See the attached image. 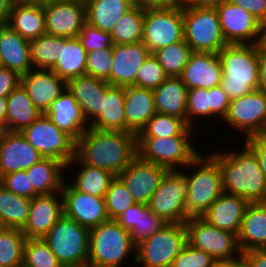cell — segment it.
I'll list each match as a JSON object with an SVG mask.
<instances>
[{"label": "cell", "mask_w": 266, "mask_h": 267, "mask_svg": "<svg viewBox=\"0 0 266 267\" xmlns=\"http://www.w3.org/2000/svg\"><path fill=\"white\" fill-rule=\"evenodd\" d=\"M75 155L86 165L118 176L137 156V135L89 127L76 141Z\"/></svg>", "instance_id": "obj_1"}, {"label": "cell", "mask_w": 266, "mask_h": 267, "mask_svg": "<svg viewBox=\"0 0 266 267\" xmlns=\"http://www.w3.org/2000/svg\"><path fill=\"white\" fill-rule=\"evenodd\" d=\"M240 149L209 154L220 166L223 192L249 202H266V180L256 155L244 142Z\"/></svg>", "instance_id": "obj_2"}, {"label": "cell", "mask_w": 266, "mask_h": 267, "mask_svg": "<svg viewBox=\"0 0 266 267\" xmlns=\"http://www.w3.org/2000/svg\"><path fill=\"white\" fill-rule=\"evenodd\" d=\"M217 54L223 70L220 86L230 100L258 89L260 53L256 44H228Z\"/></svg>", "instance_id": "obj_3"}, {"label": "cell", "mask_w": 266, "mask_h": 267, "mask_svg": "<svg viewBox=\"0 0 266 267\" xmlns=\"http://www.w3.org/2000/svg\"><path fill=\"white\" fill-rule=\"evenodd\" d=\"M136 246L130 232L116 220H107L90 229L87 267H122L133 255L136 258Z\"/></svg>", "instance_id": "obj_4"}, {"label": "cell", "mask_w": 266, "mask_h": 267, "mask_svg": "<svg viewBox=\"0 0 266 267\" xmlns=\"http://www.w3.org/2000/svg\"><path fill=\"white\" fill-rule=\"evenodd\" d=\"M190 167L192 170L188 172ZM181 171L185 174L189 187V194L184 201L185 211L191 217L201 216L223 193L220 166L205 152Z\"/></svg>", "instance_id": "obj_5"}, {"label": "cell", "mask_w": 266, "mask_h": 267, "mask_svg": "<svg viewBox=\"0 0 266 267\" xmlns=\"http://www.w3.org/2000/svg\"><path fill=\"white\" fill-rule=\"evenodd\" d=\"M89 231L63 214L42 239L63 267H87Z\"/></svg>", "instance_id": "obj_6"}, {"label": "cell", "mask_w": 266, "mask_h": 267, "mask_svg": "<svg viewBox=\"0 0 266 267\" xmlns=\"http://www.w3.org/2000/svg\"><path fill=\"white\" fill-rule=\"evenodd\" d=\"M193 139V136L137 137V155L168 170H181L200 154Z\"/></svg>", "instance_id": "obj_7"}, {"label": "cell", "mask_w": 266, "mask_h": 267, "mask_svg": "<svg viewBox=\"0 0 266 267\" xmlns=\"http://www.w3.org/2000/svg\"><path fill=\"white\" fill-rule=\"evenodd\" d=\"M184 40L192 52L218 53L228 45L215 7H182Z\"/></svg>", "instance_id": "obj_8"}, {"label": "cell", "mask_w": 266, "mask_h": 267, "mask_svg": "<svg viewBox=\"0 0 266 267\" xmlns=\"http://www.w3.org/2000/svg\"><path fill=\"white\" fill-rule=\"evenodd\" d=\"M185 227L187 244L210 254L218 263L241 259L242 252L236 234L209 224L201 216L190 217Z\"/></svg>", "instance_id": "obj_9"}, {"label": "cell", "mask_w": 266, "mask_h": 267, "mask_svg": "<svg viewBox=\"0 0 266 267\" xmlns=\"http://www.w3.org/2000/svg\"><path fill=\"white\" fill-rule=\"evenodd\" d=\"M186 243L185 223H167L136 246L135 264L143 267H171Z\"/></svg>", "instance_id": "obj_10"}, {"label": "cell", "mask_w": 266, "mask_h": 267, "mask_svg": "<svg viewBox=\"0 0 266 267\" xmlns=\"http://www.w3.org/2000/svg\"><path fill=\"white\" fill-rule=\"evenodd\" d=\"M188 194L189 187L185 174L181 170H168L148 206L166 223H185L191 217L184 206Z\"/></svg>", "instance_id": "obj_11"}, {"label": "cell", "mask_w": 266, "mask_h": 267, "mask_svg": "<svg viewBox=\"0 0 266 267\" xmlns=\"http://www.w3.org/2000/svg\"><path fill=\"white\" fill-rule=\"evenodd\" d=\"M21 133L44 158H53L67 165L75 157L76 142L45 114Z\"/></svg>", "instance_id": "obj_12"}, {"label": "cell", "mask_w": 266, "mask_h": 267, "mask_svg": "<svg viewBox=\"0 0 266 267\" xmlns=\"http://www.w3.org/2000/svg\"><path fill=\"white\" fill-rule=\"evenodd\" d=\"M222 123L240 132L245 139L262 135L266 126V93L257 89L231 99Z\"/></svg>", "instance_id": "obj_13"}, {"label": "cell", "mask_w": 266, "mask_h": 267, "mask_svg": "<svg viewBox=\"0 0 266 267\" xmlns=\"http://www.w3.org/2000/svg\"><path fill=\"white\" fill-rule=\"evenodd\" d=\"M183 40L182 8L145 10L142 42L150 53Z\"/></svg>", "instance_id": "obj_14"}, {"label": "cell", "mask_w": 266, "mask_h": 267, "mask_svg": "<svg viewBox=\"0 0 266 267\" xmlns=\"http://www.w3.org/2000/svg\"><path fill=\"white\" fill-rule=\"evenodd\" d=\"M68 181L65 179L61 190L65 216L89 230L109 220L104 197L82 193Z\"/></svg>", "instance_id": "obj_15"}, {"label": "cell", "mask_w": 266, "mask_h": 267, "mask_svg": "<svg viewBox=\"0 0 266 267\" xmlns=\"http://www.w3.org/2000/svg\"><path fill=\"white\" fill-rule=\"evenodd\" d=\"M43 8L48 35L75 38L86 23L84 0L52 1L44 3Z\"/></svg>", "instance_id": "obj_16"}, {"label": "cell", "mask_w": 266, "mask_h": 267, "mask_svg": "<svg viewBox=\"0 0 266 267\" xmlns=\"http://www.w3.org/2000/svg\"><path fill=\"white\" fill-rule=\"evenodd\" d=\"M220 27L227 44H256L261 22L247 10L228 1L218 4Z\"/></svg>", "instance_id": "obj_17"}, {"label": "cell", "mask_w": 266, "mask_h": 267, "mask_svg": "<svg viewBox=\"0 0 266 267\" xmlns=\"http://www.w3.org/2000/svg\"><path fill=\"white\" fill-rule=\"evenodd\" d=\"M167 172L166 167L144 161L137 155L118 177L126 185L135 203L148 205Z\"/></svg>", "instance_id": "obj_18"}, {"label": "cell", "mask_w": 266, "mask_h": 267, "mask_svg": "<svg viewBox=\"0 0 266 267\" xmlns=\"http://www.w3.org/2000/svg\"><path fill=\"white\" fill-rule=\"evenodd\" d=\"M20 85L43 114L67 88V82L51 69L32 68L20 76Z\"/></svg>", "instance_id": "obj_19"}, {"label": "cell", "mask_w": 266, "mask_h": 267, "mask_svg": "<svg viewBox=\"0 0 266 267\" xmlns=\"http://www.w3.org/2000/svg\"><path fill=\"white\" fill-rule=\"evenodd\" d=\"M43 158L21 132L0 133V178L29 169Z\"/></svg>", "instance_id": "obj_20"}, {"label": "cell", "mask_w": 266, "mask_h": 267, "mask_svg": "<svg viewBox=\"0 0 266 267\" xmlns=\"http://www.w3.org/2000/svg\"><path fill=\"white\" fill-rule=\"evenodd\" d=\"M63 215L61 192L31 199L28 219L21 231L26 239H42Z\"/></svg>", "instance_id": "obj_21"}, {"label": "cell", "mask_w": 266, "mask_h": 267, "mask_svg": "<svg viewBox=\"0 0 266 267\" xmlns=\"http://www.w3.org/2000/svg\"><path fill=\"white\" fill-rule=\"evenodd\" d=\"M149 54V50L142 41L132 44H113L110 85L134 86L136 74Z\"/></svg>", "instance_id": "obj_22"}, {"label": "cell", "mask_w": 266, "mask_h": 267, "mask_svg": "<svg viewBox=\"0 0 266 267\" xmlns=\"http://www.w3.org/2000/svg\"><path fill=\"white\" fill-rule=\"evenodd\" d=\"M223 70L217 53L192 52L180 78L187 89H211L222 82Z\"/></svg>", "instance_id": "obj_23"}, {"label": "cell", "mask_w": 266, "mask_h": 267, "mask_svg": "<svg viewBox=\"0 0 266 267\" xmlns=\"http://www.w3.org/2000/svg\"><path fill=\"white\" fill-rule=\"evenodd\" d=\"M45 115L75 142L89 128L81 107L68 88L51 103Z\"/></svg>", "instance_id": "obj_24"}, {"label": "cell", "mask_w": 266, "mask_h": 267, "mask_svg": "<svg viewBox=\"0 0 266 267\" xmlns=\"http://www.w3.org/2000/svg\"><path fill=\"white\" fill-rule=\"evenodd\" d=\"M249 203L243 197L223 192L201 217L221 230L238 235Z\"/></svg>", "instance_id": "obj_25"}, {"label": "cell", "mask_w": 266, "mask_h": 267, "mask_svg": "<svg viewBox=\"0 0 266 267\" xmlns=\"http://www.w3.org/2000/svg\"><path fill=\"white\" fill-rule=\"evenodd\" d=\"M0 67L24 75L32 69L30 41L9 25L0 24Z\"/></svg>", "instance_id": "obj_26"}, {"label": "cell", "mask_w": 266, "mask_h": 267, "mask_svg": "<svg viewBox=\"0 0 266 267\" xmlns=\"http://www.w3.org/2000/svg\"><path fill=\"white\" fill-rule=\"evenodd\" d=\"M109 86L110 84L106 81L87 74L67 82V88L81 107L88 124H91L100 115L102 95Z\"/></svg>", "instance_id": "obj_27"}, {"label": "cell", "mask_w": 266, "mask_h": 267, "mask_svg": "<svg viewBox=\"0 0 266 267\" xmlns=\"http://www.w3.org/2000/svg\"><path fill=\"white\" fill-rule=\"evenodd\" d=\"M124 113L126 132L138 135L148 120L157 113L153 90L135 86L125 87Z\"/></svg>", "instance_id": "obj_28"}, {"label": "cell", "mask_w": 266, "mask_h": 267, "mask_svg": "<svg viewBox=\"0 0 266 267\" xmlns=\"http://www.w3.org/2000/svg\"><path fill=\"white\" fill-rule=\"evenodd\" d=\"M241 252L266 249V202H250L237 235Z\"/></svg>", "instance_id": "obj_29"}, {"label": "cell", "mask_w": 266, "mask_h": 267, "mask_svg": "<svg viewBox=\"0 0 266 267\" xmlns=\"http://www.w3.org/2000/svg\"><path fill=\"white\" fill-rule=\"evenodd\" d=\"M6 24L28 41L43 36L46 34L43 4L11 5L9 19Z\"/></svg>", "instance_id": "obj_30"}, {"label": "cell", "mask_w": 266, "mask_h": 267, "mask_svg": "<svg viewBox=\"0 0 266 267\" xmlns=\"http://www.w3.org/2000/svg\"><path fill=\"white\" fill-rule=\"evenodd\" d=\"M187 94L188 89L180 77H168L153 90L156 111L178 117L187 123Z\"/></svg>", "instance_id": "obj_31"}, {"label": "cell", "mask_w": 266, "mask_h": 267, "mask_svg": "<svg viewBox=\"0 0 266 267\" xmlns=\"http://www.w3.org/2000/svg\"><path fill=\"white\" fill-rule=\"evenodd\" d=\"M125 87L110 85L102 95L101 113L89 124L98 130L125 131Z\"/></svg>", "instance_id": "obj_32"}, {"label": "cell", "mask_w": 266, "mask_h": 267, "mask_svg": "<svg viewBox=\"0 0 266 267\" xmlns=\"http://www.w3.org/2000/svg\"><path fill=\"white\" fill-rule=\"evenodd\" d=\"M38 195L59 193L65 181L66 165L53 158H41L26 170Z\"/></svg>", "instance_id": "obj_33"}, {"label": "cell", "mask_w": 266, "mask_h": 267, "mask_svg": "<svg viewBox=\"0 0 266 267\" xmlns=\"http://www.w3.org/2000/svg\"><path fill=\"white\" fill-rule=\"evenodd\" d=\"M74 165L75 168L79 167V169L75 172V178L73 180L70 178L69 183H71L76 190L82 193L105 197V194L110 186V183L115 178V175L109 171L84 164L76 155L66 165V171H69L67 169H70L72 166L74 168Z\"/></svg>", "instance_id": "obj_34"}, {"label": "cell", "mask_w": 266, "mask_h": 267, "mask_svg": "<svg viewBox=\"0 0 266 267\" xmlns=\"http://www.w3.org/2000/svg\"><path fill=\"white\" fill-rule=\"evenodd\" d=\"M42 114L21 85L7 96V131L21 132Z\"/></svg>", "instance_id": "obj_35"}, {"label": "cell", "mask_w": 266, "mask_h": 267, "mask_svg": "<svg viewBox=\"0 0 266 267\" xmlns=\"http://www.w3.org/2000/svg\"><path fill=\"white\" fill-rule=\"evenodd\" d=\"M86 60L87 52L77 37H60V58L51 70L68 82L86 74Z\"/></svg>", "instance_id": "obj_36"}, {"label": "cell", "mask_w": 266, "mask_h": 267, "mask_svg": "<svg viewBox=\"0 0 266 267\" xmlns=\"http://www.w3.org/2000/svg\"><path fill=\"white\" fill-rule=\"evenodd\" d=\"M86 22L104 32L110 33L116 22L132 6L126 0H84Z\"/></svg>", "instance_id": "obj_37"}, {"label": "cell", "mask_w": 266, "mask_h": 267, "mask_svg": "<svg viewBox=\"0 0 266 267\" xmlns=\"http://www.w3.org/2000/svg\"><path fill=\"white\" fill-rule=\"evenodd\" d=\"M31 199L19 196L0 184V217L8 228L22 229L27 222Z\"/></svg>", "instance_id": "obj_38"}, {"label": "cell", "mask_w": 266, "mask_h": 267, "mask_svg": "<svg viewBox=\"0 0 266 267\" xmlns=\"http://www.w3.org/2000/svg\"><path fill=\"white\" fill-rule=\"evenodd\" d=\"M194 132L195 128L190 127L183 119L157 112L137 137L195 136Z\"/></svg>", "instance_id": "obj_39"}, {"label": "cell", "mask_w": 266, "mask_h": 267, "mask_svg": "<svg viewBox=\"0 0 266 267\" xmlns=\"http://www.w3.org/2000/svg\"><path fill=\"white\" fill-rule=\"evenodd\" d=\"M145 10L132 7L112 28L113 44H132L142 41Z\"/></svg>", "instance_id": "obj_40"}, {"label": "cell", "mask_w": 266, "mask_h": 267, "mask_svg": "<svg viewBox=\"0 0 266 267\" xmlns=\"http://www.w3.org/2000/svg\"><path fill=\"white\" fill-rule=\"evenodd\" d=\"M32 68L52 69L60 58V37L44 34L30 41Z\"/></svg>", "instance_id": "obj_41"}, {"label": "cell", "mask_w": 266, "mask_h": 267, "mask_svg": "<svg viewBox=\"0 0 266 267\" xmlns=\"http://www.w3.org/2000/svg\"><path fill=\"white\" fill-rule=\"evenodd\" d=\"M191 53L190 46L183 40L158 49L153 55L168 77H180Z\"/></svg>", "instance_id": "obj_42"}, {"label": "cell", "mask_w": 266, "mask_h": 267, "mask_svg": "<svg viewBox=\"0 0 266 267\" xmlns=\"http://www.w3.org/2000/svg\"><path fill=\"white\" fill-rule=\"evenodd\" d=\"M26 236L17 228H7L0 234V266L22 267Z\"/></svg>", "instance_id": "obj_43"}, {"label": "cell", "mask_w": 266, "mask_h": 267, "mask_svg": "<svg viewBox=\"0 0 266 267\" xmlns=\"http://www.w3.org/2000/svg\"><path fill=\"white\" fill-rule=\"evenodd\" d=\"M22 267H63L43 239H26Z\"/></svg>", "instance_id": "obj_44"}, {"label": "cell", "mask_w": 266, "mask_h": 267, "mask_svg": "<svg viewBox=\"0 0 266 267\" xmlns=\"http://www.w3.org/2000/svg\"><path fill=\"white\" fill-rule=\"evenodd\" d=\"M104 198L110 220H116L122 212L135 203L126 185L118 176H115L110 183Z\"/></svg>", "instance_id": "obj_45"}, {"label": "cell", "mask_w": 266, "mask_h": 267, "mask_svg": "<svg viewBox=\"0 0 266 267\" xmlns=\"http://www.w3.org/2000/svg\"><path fill=\"white\" fill-rule=\"evenodd\" d=\"M167 223L151 211L147 204L138 203L137 224L130 231L135 246L160 231Z\"/></svg>", "instance_id": "obj_46"}, {"label": "cell", "mask_w": 266, "mask_h": 267, "mask_svg": "<svg viewBox=\"0 0 266 267\" xmlns=\"http://www.w3.org/2000/svg\"><path fill=\"white\" fill-rule=\"evenodd\" d=\"M186 108L187 124L192 128H196V120L199 118H210V89H188Z\"/></svg>", "instance_id": "obj_47"}, {"label": "cell", "mask_w": 266, "mask_h": 267, "mask_svg": "<svg viewBox=\"0 0 266 267\" xmlns=\"http://www.w3.org/2000/svg\"><path fill=\"white\" fill-rule=\"evenodd\" d=\"M167 78L157 58L150 53L136 74L134 86L154 90Z\"/></svg>", "instance_id": "obj_48"}, {"label": "cell", "mask_w": 266, "mask_h": 267, "mask_svg": "<svg viewBox=\"0 0 266 267\" xmlns=\"http://www.w3.org/2000/svg\"><path fill=\"white\" fill-rule=\"evenodd\" d=\"M113 48L93 50L87 53L86 74L110 84Z\"/></svg>", "instance_id": "obj_49"}, {"label": "cell", "mask_w": 266, "mask_h": 267, "mask_svg": "<svg viewBox=\"0 0 266 267\" xmlns=\"http://www.w3.org/2000/svg\"><path fill=\"white\" fill-rule=\"evenodd\" d=\"M218 261L210 254L185 244L174 258L171 267H215Z\"/></svg>", "instance_id": "obj_50"}, {"label": "cell", "mask_w": 266, "mask_h": 267, "mask_svg": "<svg viewBox=\"0 0 266 267\" xmlns=\"http://www.w3.org/2000/svg\"><path fill=\"white\" fill-rule=\"evenodd\" d=\"M77 38L87 53L93 50L113 48V42L110 33L93 27L87 22L81 28Z\"/></svg>", "instance_id": "obj_51"}, {"label": "cell", "mask_w": 266, "mask_h": 267, "mask_svg": "<svg viewBox=\"0 0 266 267\" xmlns=\"http://www.w3.org/2000/svg\"><path fill=\"white\" fill-rule=\"evenodd\" d=\"M0 184L16 195L29 199L38 194L34 191L33 185L26 170L3 175L0 178Z\"/></svg>", "instance_id": "obj_52"}, {"label": "cell", "mask_w": 266, "mask_h": 267, "mask_svg": "<svg viewBox=\"0 0 266 267\" xmlns=\"http://www.w3.org/2000/svg\"><path fill=\"white\" fill-rule=\"evenodd\" d=\"M230 99L222 90V87L215 86L210 89V117L223 120L227 114ZM213 116V117H212ZM220 117V118H219Z\"/></svg>", "instance_id": "obj_53"}, {"label": "cell", "mask_w": 266, "mask_h": 267, "mask_svg": "<svg viewBox=\"0 0 266 267\" xmlns=\"http://www.w3.org/2000/svg\"><path fill=\"white\" fill-rule=\"evenodd\" d=\"M243 141L256 155L257 161L266 180V136L255 135L247 139L243 138Z\"/></svg>", "instance_id": "obj_54"}, {"label": "cell", "mask_w": 266, "mask_h": 267, "mask_svg": "<svg viewBox=\"0 0 266 267\" xmlns=\"http://www.w3.org/2000/svg\"><path fill=\"white\" fill-rule=\"evenodd\" d=\"M20 76L13 70L0 67V97H7L20 85Z\"/></svg>", "instance_id": "obj_55"}, {"label": "cell", "mask_w": 266, "mask_h": 267, "mask_svg": "<svg viewBox=\"0 0 266 267\" xmlns=\"http://www.w3.org/2000/svg\"><path fill=\"white\" fill-rule=\"evenodd\" d=\"M253 14L260 22L266 16V0H227Z\"/></svg>", "instance_id": "obj_56"}, {"label": "cell", "mask_w": 266, "mask_h": 267, "mask_svg": "<svg viewBox=\"0 0 266 267\" xmlns=\"http://www.w3.org/2000/svg\"><path fill=\"white\" fill-rule=\"evenodd\" d=\"M138 219V203H134L128 207L120 216L116 219L120 226L126 231L130 232L137 224Z\"/></svg>", "instance_id": "obj_57"}, {"label": "cell", "mask_w": 266, "mask_h": 267, "mask_svg": "<svg viewBox=\"0 0 266 267\" xmlns=\"http://www.w3.org/2000/svg\"><path fill=\"white\" fill-rule=\"evenodd\" d=\"M241 260L245 267H266V249L243 252Z\"/></svg>", "instance_id": "obj_58"}, {"label": "cell", "mask_w": 266, "mask_h": 267, "mask_svg": "<svg viewBox=\"0 0 266 267\" xmlns=\"http://www.w3.org/2000/svg\"><path fill=\"white\" fill-rule=\"evenodd\" d=\"M183 0H141V9L182 8Z\"/></svg>", "instance_id": "obj_59"}, {"label": "cell", "mask_w": 266, "mask_h": 267, "mask_svg": "<svg viewBox=\"0 0 266 267\" xmlns=\"http://www.w3.org/2000/svg\"><path fill=\"white\" fill-rule=\"evenodd\" d=\"M227 0H183V7H216Z\"/></svg>", "instance_id": "obj_60"}, {"label": "cell", "mask_w": 266, "mask_h": 267, "mask_svg": "<svg viewBox=\"0 0 266 267\" xmlns=\"http://www.w3.org/2000/svg\"><path fill=\"white\" fill-rule=\"evenodd\" d=\"M259 90L266 93V55H259Z\"/></svg>", "instance_id": "obj_61"}, {"label": "cell", "mask_w": 266, "mask_h": 267, "mask_svg": "<svg viewBox=\"0 0 266 267\" xmlns=\"http://www.w3.org/2000/svg\"><path fill=\"white\" fill-rule=\"evenodd\" d=\"M6 109L7 97H0V133L7 131Z\"/></svg>", "instance_id": "obj_62"}, {"label": "cell", "mask_w": 266, "mask_h": 267, "mask_svg": "<svg viewBox=\"0 0 266 267\" xmlns=\"http://www.w3.org/2000/svg\"><path fill=\"white\" fill-rule=\"evenodd\" d=\"M11 4L8 0H0V24H6L10 15Z\"/></svg>", "instance_id": "obj_63"}, {"label": "cell", "mask_w": 266, "mask_h": 267, "mask_svg": "<svg viewBox=\"0 0 266 267\" xmlns=\"http://www.w3.org/2000/svg\"><path fill=\"white\" fill-rule=\"evenodd\" d=\"M259 53L266 55V25L260 26L259 36L256 43Z\"/></svg>", "instance_id": "obj_64"}, {"label": "cell", "mask_w": 266, "mask_h": 267, "mask_svg": "<svg viewBox=\"0 0 266 267\" xmlns=\"http://www.w3.org/2000/svg\"><path fill=\"white\" fill-rule=\"evenodd\" d=\"M215 267H245V264L240 259L236 262H221L218 263Z\"/></svg>", "instance_id": "obj_65"}, {"label": "cell", "mask_w": 266, "mask_h": 267, "mask_svg": "<svg viewBox=\"0 0 266 267\" xmlns=\"http://www.w3.org/2000/svg\"><path fill=\"white\" fill-rule=\"evenodd\" d=\"M11 5L39 3V0H8Z\"/></svg>", "instance_id": "obj_66"}, {"label": "cell", "mask_w": 266, "mask_h": 267, "mask_svg": "<svg viewBox=\"0 0 266 267\" xmlns=\"http://www.w3.org/2000/svg\"><path fill=\"white\" fill-rule=\"evenodd\" d=\"M132 7L141 8V0H126Z\"/></svg>", "instance_id": "obj_67"}, {"label": "cell", "mask_w": 266, "mask_h": 267, "mask_svg": "<svg viewBox=\"0 0 266 267\" xmlns=\"http://www.w3.org/2000/svg\"><path fill=\"white\" fill-rule=\"evenodd\" d=\"M8 227L3 222L2 218L0 217V234L3 233Z\"/></svg>", "instance_id": "obj_68"}, {"label": "cell", "mask_w": 266, "mask_h": 267, "mask_svg": "<svg viewBox=\"0 0 266 267\" xmlns=\"http://www.w3.org/2000/svg\"><path fill=\"white\" fill-rule=\"evenodd\" d=\"M52 1H66V0H39V3L44 4V3H48V2H52Z\"/></svg>", "instance_id": "obj_69"}, {"label": "cell", "mask_w": 266, "mask_h": 267, "mask_svg": "<svg viewBox=\"0 0 266 267\" xmlns=\"http://www.w3.org/2000/svg\"><path fill=\"white\" fill-rule=\"evenodd\" d=\"M261 25H266V16H265L264 19L261 21Z\"/></svg>", "instance_id": "obj_70"}, {"label": "cell", "mask_w": 266, "mask_h": 267, "mask_svg": "<svg viewBox=\"0 0 266 267\" xmlns=\"http://www.w3.org/2000/svg\"><path fill=\"white\" fill-rule=\"evenodd\" d=\"M262 135H263V136H266V126H265V129H264Z\"/></svg>", "instance_id": "obj_71"}]
</instances>
